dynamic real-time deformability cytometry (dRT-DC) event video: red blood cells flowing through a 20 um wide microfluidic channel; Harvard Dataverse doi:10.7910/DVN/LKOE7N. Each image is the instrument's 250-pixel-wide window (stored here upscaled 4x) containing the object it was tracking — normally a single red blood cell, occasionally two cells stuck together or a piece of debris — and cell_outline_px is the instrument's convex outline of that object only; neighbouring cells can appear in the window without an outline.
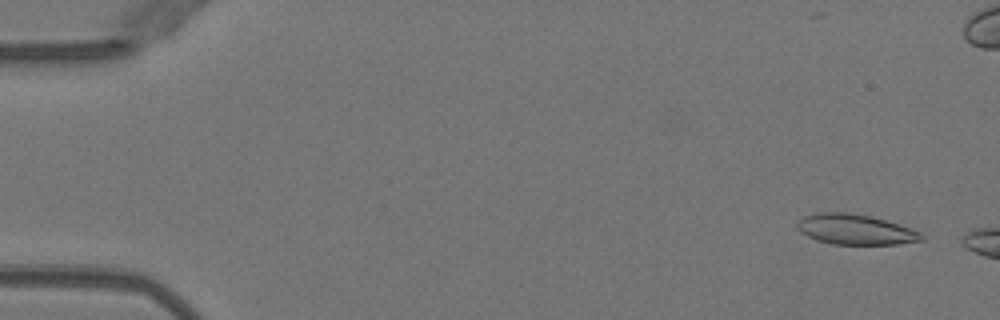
{"species": "Egyptian fruit bat (a non-hibernating species)", "species_latin": "Rousettus aegyptiacus", "temperature_condition": "warm", "stored_images_in_passage": 15, "camera_frame_rate_fps": 3000, "um_per_image_px": 0.085, "animal": {"sex": "female"}, "frame": {"image": 1, "passage_image": 3, "time_ms": 0.667, "image_size_px": [1000, 320], "cell_outline_px": [[924, 240], [896, 244], [832, 244], [816, 240], [800, 232], [796, 228], [796, 224], [804, 216], [816, 212], [848, 212], [872, 216], [912, 228], [920, 232], [924, 236]], "centroid_in_image_um": [72.7, 19.49], "position_along_channel_um": 12.3, "area_um2": 22.08}}